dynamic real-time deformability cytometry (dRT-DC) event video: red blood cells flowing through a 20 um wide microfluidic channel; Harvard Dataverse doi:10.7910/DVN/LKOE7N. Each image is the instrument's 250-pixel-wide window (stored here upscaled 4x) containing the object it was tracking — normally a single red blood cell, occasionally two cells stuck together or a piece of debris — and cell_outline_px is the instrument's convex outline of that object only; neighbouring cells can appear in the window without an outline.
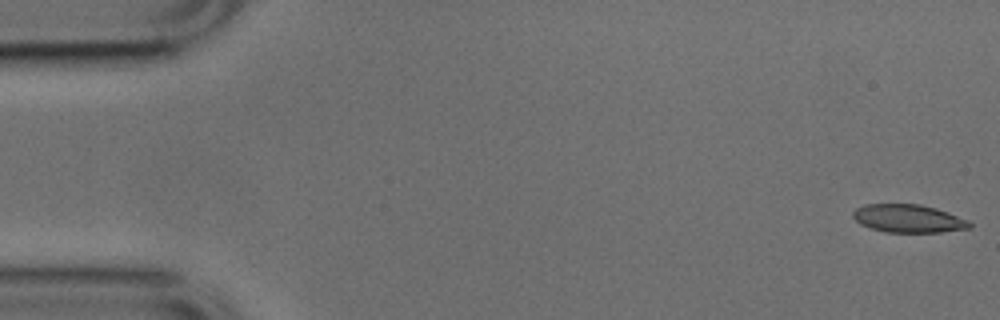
{"species": "common noctule bat (a hibernating species)", "species_latin": "Nyctalus noctula", "temperature_condition": "cold", "stored_images_in_passage": 52, "camera_frame_rate_fps": 3000, "um_per_image_px": 0.085, "animal": {"sex": "male", "body_mass_g": 17.9, "forearm_length_mm": 54.2}, "frame": {"image": 1, "passage_image": 1, "time_ms": 0.0, "image_size_px": [1000, 320], "cell_outline_px": [[972, 228], [940, 232], [884, 232], [860, 224], [852, 216], [852, 212], [856, 208], [864, 204], [920, 204], [936, 208], [948, 212], [968, 220], [972, 224]], "centroid_in_image_um": [77.21, 18.57], "position_along_channel_um": 7.8, "area_um2": 19.13}}
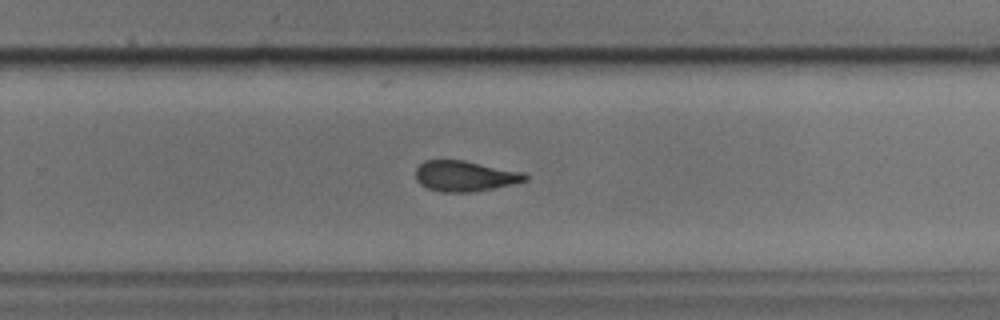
{"frame": {"image": 2, "passage_image": 33, "time_ms": 10.667, "image_size_px": [1000, 320], "cell_outline_px": [[528, 180], [512, 184], [472, 192], [440, 192], [428, 188], [420, 184], [416, 180], [416, 168], [424, 160], [464, 160], [524, 172], [528, 176]], "centroid_in_image_um": [39.51, 14.96], "position_along_channel_um": 290.3, "area_um2": 19.54}}
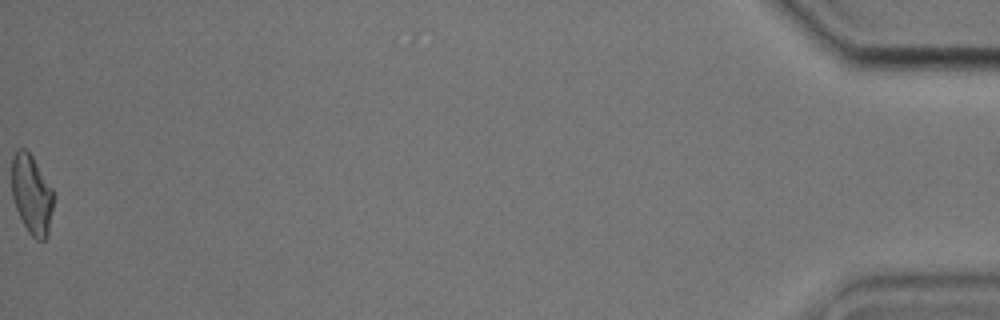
{"frame": {"image": 3, "passage_image": 52, "time_ms": 17.0, "image_size_px": [1000, 320], "cell_outline_px": [[52, 208], [48, 236], [44, 240], [36, 240], [28, 232], [16, 208], [12, 196], [12, 156], [20, 148], [24, 148], [32, 156], [52, 188]], "centroid_in_image_um": [2.68, 16.54], "position_along_channel_um": 432.5, "area_um2": 19.02}, "authors_computed_cell_mechanics": {"area_um2": 19.7098, "velocity_mm_per_s": 3.842, "shape_relaxation_time_tau1_ms": 5.0273, "shape_relaxation_time_tau2_ms": 3.0095, "deformation_change_tau1": 0.1564, "deformation_change_tau2": 0.1058}}